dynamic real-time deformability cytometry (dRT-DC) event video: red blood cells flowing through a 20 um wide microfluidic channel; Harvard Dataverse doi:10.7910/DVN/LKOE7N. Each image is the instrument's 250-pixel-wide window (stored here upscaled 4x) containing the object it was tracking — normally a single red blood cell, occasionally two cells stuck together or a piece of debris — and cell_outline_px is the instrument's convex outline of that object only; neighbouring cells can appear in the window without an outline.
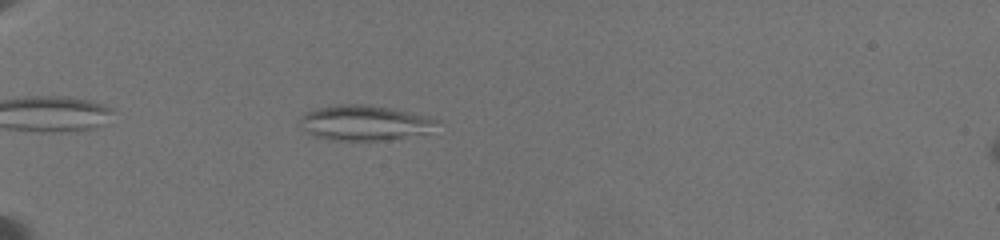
{"species": "common noctule bat (a hibernating species)", "species_latin": "Nyctalus noctula", "temperature_condition": "warm", "stored_images_in_passage": 12, "camera_frame_rate_fps": 3000, "um_per_image_px": 0.085, "animal": {"sex": "female", "body_mass_g": 19.5, "forearm_length_mm": 54.1}, "frame": {"image": 1, "passage_image": 11, "time_ms": 2.0, "image_size_px": [1000, 240], "cell_outline_px": [[444, 120], [428, 132], [388, 140], [332, 140], [312, 136], [304, 132], [300, 128], [300, 116], [308, 112], [320, 108], [336, 104], [368, 104], [392, 108], [428, 116]], "centroid_in_image_um": [30.99, 10.44], "position_along_channel_um": 54.0, "area_um2": 28.38}}